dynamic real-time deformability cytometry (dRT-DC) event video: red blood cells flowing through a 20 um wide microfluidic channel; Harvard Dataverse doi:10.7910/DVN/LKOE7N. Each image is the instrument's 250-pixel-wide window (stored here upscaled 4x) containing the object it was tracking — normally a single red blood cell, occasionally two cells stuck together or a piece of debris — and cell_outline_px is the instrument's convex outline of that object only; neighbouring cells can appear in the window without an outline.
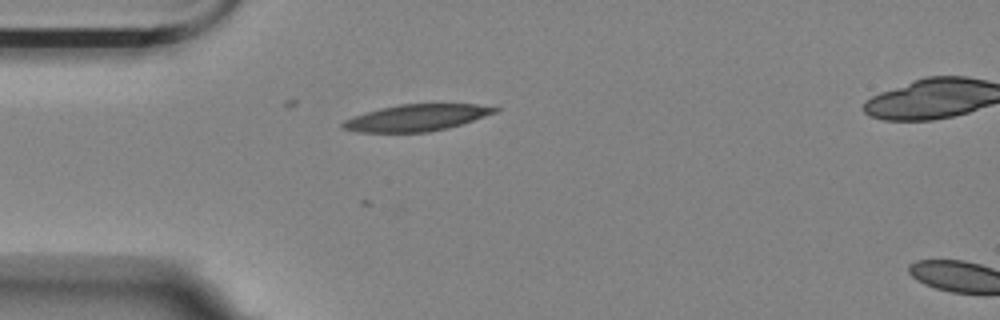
{"species": "Egyptian fruit bat (a non-hibernating species)", "species_latin": "Rousettus aegyptiacus", "temperature_condition": "room temperature", "stored_images_in_passage": 3, "camera_frame_rate_fps": 3000, "um_per_image_px": 0.085, "animal": {"sex": "female"}, "frame": {"image": 1, "passage_image": 1, "time_ms": 0.0, "image_size_px": [1000, 320], "cell_outline_px": [[500, 108], [496, 112], [448, 128], [428, 132], [356, 132], [340, 128], [340, 124], [344, 120], [352, 116], [380, 108], [400, 104], [476, 104]], "centroid_in_image_um": [35.33, 10.01], "position_along_channel_um": 49.7, "area_um2": 23.47}}